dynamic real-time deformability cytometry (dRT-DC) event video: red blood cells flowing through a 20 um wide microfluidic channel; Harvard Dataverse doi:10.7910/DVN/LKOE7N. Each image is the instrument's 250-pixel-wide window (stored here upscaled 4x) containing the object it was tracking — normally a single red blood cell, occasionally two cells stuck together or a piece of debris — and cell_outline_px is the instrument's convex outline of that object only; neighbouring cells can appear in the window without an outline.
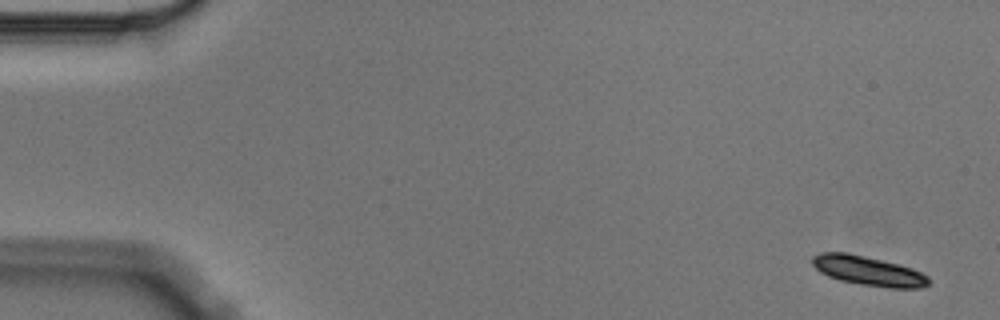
{"species": "Egyptian fruit bat (a non-hibernating species)", "species_latin": "Rousettus aegyptiacus", "temperature_condition": "cold", "stored_images_in_passage": 4, "camera_frame_rate_fps": 3000, "um_per_image_px": 0.085, "animal": {"sex": "male"}, "frame": {"image": 1, "passage_image": 1, "time_ms": 0.0, "image_size_px": [1000, 320], "cell_outline_px": [[928, 284], [920, 288], [892, 288], [860, 284], [840, 280], [828, 276], [820, 272], [812, 264], [812, 256], [820, 252], [848, 252], [900, 264], [912, 268], [928, 276]], "centroid_in_image_um": [73.78, 23.01], "position_along_channel_um": 11.2, "area_um2": 20.0}}